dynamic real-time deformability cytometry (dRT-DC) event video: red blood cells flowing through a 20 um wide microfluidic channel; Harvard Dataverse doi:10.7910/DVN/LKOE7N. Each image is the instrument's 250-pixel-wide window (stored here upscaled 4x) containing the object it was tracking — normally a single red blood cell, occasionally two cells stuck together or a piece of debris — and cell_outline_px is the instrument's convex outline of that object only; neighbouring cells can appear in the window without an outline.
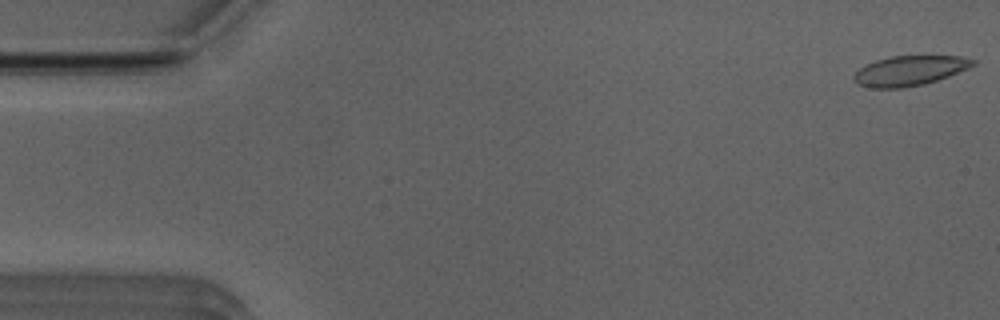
{"species": "Egyptian fruit bat (a non-hibernating species)", "species_latin": "Rousettus aegyptiacus", "temperature_condition": "room temperature", "stored_images_in_passage": 47, "camera_frame_rate_fps": 3000, "um_per_image_px": 0.085, "animal": {"sex": "male"}, "frame": {"image": 1, "passage_image": 1, "time_ms": 0.0, "image_size_px": [1000, 320], "cell_outline_px": [[976, 64], [968, 68], [948, 76], [924, 84], [904, 88], [872, 88], [856, 84], [852, 76], [860, 68], [876, 60], [892, 56], [960, 56], [976, 60]], "centroid_in_image_um": [77.3, 6.01], "position_along_channel_um": 7.7, "area_um2": 20.63}}
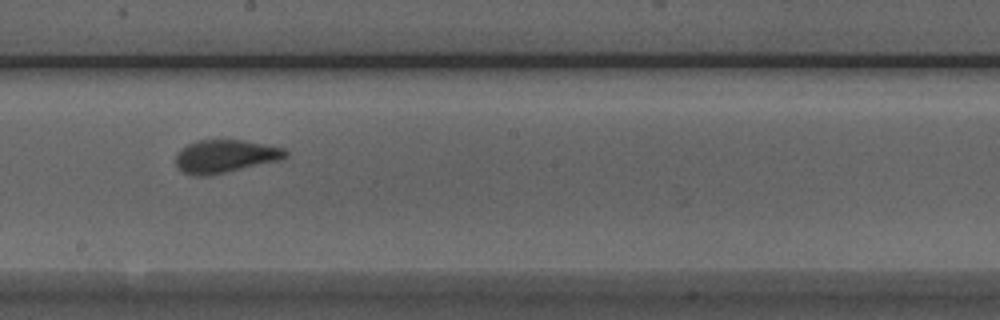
{"frame": {"image": 2, "passage_image": 28, "time_ms": 9.0, "image_size_px": [1000, 320], "cell_outline_px": [[288, 156], [284, 160], [208, 176], [192, 176], [180, 172], [176, 164], [176, 156], [188, 144], [196, 140], [244, 140], [284, 148], [288, 152]], "centroid_in_image_um": [19.18, 13.3], "position_along_channel_um": 229.0, "area_um2": 21.39}}
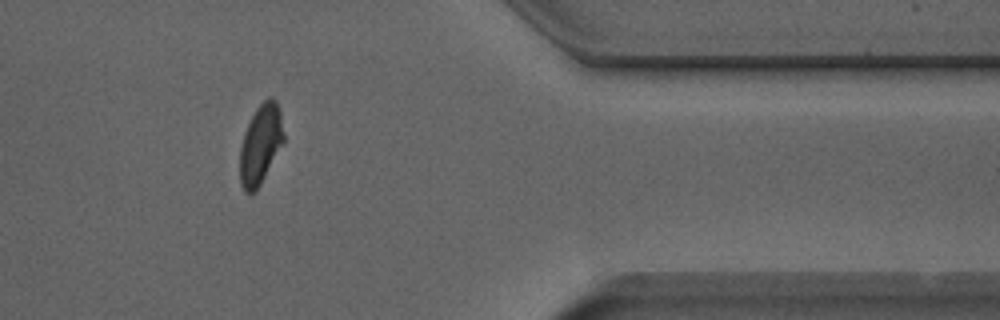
{"frame": {"image": 3, "passage_image": 42, "time_ms": 13.667, "image_size_px": [1000, 320], "cell_outline_px": [[284, 140], [256, 192], [244, 192], [240, 184], [240, 148], [244, 132], [256, 108], [268, 96], [272, 96], [276, 100], [280, 108], [284, 136]], "centroid_in_image_um": [22.14, 12.24], "position_along_channel_um": 389.3, "area_um2": 20.23}}